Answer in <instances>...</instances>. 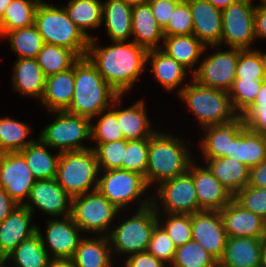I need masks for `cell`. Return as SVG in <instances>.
Returning <instances> with one entry per match:
<instances>
[{"label":"cell","mask_w":266,"mask_h":267,"mask_svg":"<svg viewBox=\"0 0 266 267\" xmlns=\"http://www.w3.org/2000/svg\"><path fill=\"white\" fill-rule=\"evenodd\" d=\"M97 42L94 37L90 39L86 56L104 80L123 96L145 70L148 50L133 41L113 42L108 47H98Z\"/></svg>","instance_id":"6da1fadb"},{"label":"cell","mask_w":266,"mask_h":267,"mask_svg":"<svg viewBox=\"0 0 266 267\" xmlns=\"http://www.w3.org/2000/svg\"><path fill=\"white\" fill-rule=\"evenodd\" d=\"M75 86L66 112L94 119L111 107L119 94L104 80L87 56L75 62ZM110 105V106H109Z\"/></svg>","instance_id":"7a4b0ae2"},{"label":"cell","mask_w":266,"mask_h":267,"mask_svg":"<svg viewBox=\"0 0 266 267\" xmlns=\"http://www.w3.org/2000/svg\"><path fill=\"white\" fill-rule=\"evenodd\" d=\"M186 145L171 134L155 132L149 138L145 181L149 186L184 174L192 160Z\"/></svg>","instance_id":"3957f363"},{"label":"cell","mask_w":266,"mask_h":267,"mask_svg":"<svg viewBox=\"0 0 266 267\" xmlns=\"http://www.w3.org/2000/svg\"><path fill=\"white\" fill-rule=\"evenodd\" d=\"M135 215L111 230L108 238L115 253L132 255L147 251L155 226L159 223L158 201L141 200ZM158 205V206H157Z\"/></svg>","instance_id":"277c9868"},{"label":"cell","mask_w":266,"mask_h":267,"mask_svg":"<svg viewBox=\"0 0 266 267\" xmlns=\"http://www.w3.org/2000/svg\"><path fill=\"white\" fill-rule=\"evenodd\" d=\"M34 25L45 43L66 47L79 57L87 55L90 38L68 18L62 6L39 3Z\"/></svg>","instance_id":"5b68a950"},{"label":"cell","mask_w":266,"mask_h":267,"mask_svg":"<svg viewBox=\"0 0 266 267\" xmlns=\"http://www.w3.org/2000/svg\"><path fill=\"white\" fill-rule=\"evenodd\" d=\"M185 85L178 90V94L196 115L203 128L225 124L239 116L232 106L227 91L209 88L193 79L191 84L186 82Z\"/></svg>","instance_id":"8992f818"},{"label":"cell","mask_w":266,"mask_h":267,"mask_svg":"<svg viewBox=\"0 0 266 267\" xmlns=\"http://www.w3.org/2000/svg\"><path fill=\"white\" fill-rule=\"evenodd\" d=\"M98 172L101 171H99L96 155L91 147L61 152L55 179L66 193L74 197L87 193L89 189L91 191L97 189Z\"/></svg>","instance_id":"52a82bcc"},{"label":"cell","mask_w":266,"mask_h":267,"mask_svg":"<svg viewBox=\"0 0 266 267\" xmlns=\"http://www.w3.org/2000/svg\"><path fill=\"white\" fill-rule=\"evenodd\" d=\"M57 114L56 119L46 126L40 134V140L51 149L59 152L84 150L81 141L91 138V119L74 115L66 111H52Z\"/></svg>","instance_id":"ba28073f"},{"label":"cell","mask_w":266,"mask_h":267,"mask_svg":"<svg viewBox=\"0 0 266 267\" xmlns=\"http://www.w3.org/2000/svg\"><path fill=\"white\" fill-rule=\"evenodd\" d=\"M120 211L97 189L72 197L71 217L83 232L109 235V225ZM112 220V221H111Z\"/></svg>","instance_id":"9c48e42d"},{"label":"cell","mask_w":266,"mask_h":267,"mask_svg":"<svg viewBox=\"0 0 266 267\" xmlns=\"http://www.w3.org/2000/svg\"><path fill=\"white\" fill-rule=\"evenodd\" d=\"M102 172L104 174L98 178L97 190L119 210L137 201L148 189L145 177L140 173L122 169Z\"/></svg>","instance_id":"30bf717a"},{"label":"cell","mask_w":266,"mask_h":267,"mask_svg":"<svg viewBox=\"0 0 266 267\" xmlns=\"http://www.w3.org/2000/svg\"><path fill=\"white\" fill-rule=\"evenodd\" d=\"M256 6L236 2L222 10L223 42L230 48L250 49L255 41Z\"/></svg>","instance_id":"8fae6325"},{"label":"cell","mask_w":266,"mask_h":267,"mask_svg":"<svg viewBox=\"0 0 266 267\" xmlns=\"http://www.w3.org/2000/svg\"><path fill=\"white\" fill-rule=\"evenodd\" d=\"M239 48L218 51L209 55L193 71L192 79L209 88L229 91L236 78Z\"/></svg>","instance_id":"7c38bea8"},{"label":"cell","mask_w":266,"mask_h":267,"mask_svg":"<svg viewBox=\"0 0 266 267\" xmlns=\"http://www.w3.org/2000/svg\"><path fill=\"white\" fill-rule=\"evenodd\" d=\"M158 186V190L156 189L157 196H154L152 201L159 199L166 214H193L201 211L193 177L189 171L165 180Z\"/></svg>","instance_id":"4fadbf2b"},{"label":"cell","mask_w":266,"mask_h":267,"mask_svg":"<svg viewBox=\"0 0 266 267\" xmlns=\"http://www.w3.org/2000/svg\"><path fill=\"white\" fill-rule=\"evenodd\" d=\"M36 179L20 152L1 153L0 187L18 204L24 205Z\"/></svg>","instance_id":"5bb4252c"},{"label":"cell","mask_w":266,"mask_h":267,"mask_svg":"<svg viewBox=\"0 0 266 267\" xmlns=\"http://www.w3.org/2000/svg\"><path fill=\"white\" fill-rule=\"evenodd\" d=\"M192 240L198 242L218 262L224 255L227 234L220 211L201 210L191 214Z\"/></svg>","instance_id":"9a60e30c"},{"label":"cell","mask_w":266,"mask_h":267,"mask_svg":"<svg viewBox=\"0 0 266 267\" xmlns=\"http://www.w3.org/2000/svg\"><path fill=\"white\" fill-rule=\"evenodd\" d=\"M24 206L33 214L34 207L50 216L71 215L72 197L56 179L36 180ZM70 206V207H69Z\"/></svg>","instance_id":"2e32d148"},{"label":"cell","mask_w":266,"mask_h":267,"mask_svg":"<svg viewBox=\"0 0 266 267\" xmlns=\"http://www.w3.org/2000/svg\"><path fill=\"white\" fill-rule=\"evenodd\" d=\"M80 231L81 229L74 223L71 215L63 216L62 220L49 219L45 238L37 226L42 244L48 254L53 255L52 258H72L81 240ZM46 244L50 250H47Z\"/></svg>","instance_id":"e0dca14e"},{"label":"cell","mask_w":266,"mask_h":267,"mask_svg":"<svg viewBox=\"0 0 266 267\" xmlns=\"http://www.w3.org/2000/svg\"><path fill=\"white\" fill-rule=\"evenodd\" d=\"M193 161L188 171L192 174L196 195L201 210H222L234 195L222 185L208 169L200 167Z\"/></svg>","instance_id":"ac0fdd59"},{"label":"cell","mask_w":266,"mask_h":267,"mask_svg":"<svg viewBox=\"0 0 266 267\" xmlns=\"http://www.w3.org/2000/svg\"><path fill=\"white\" fill-rule=\"evenodd\" d=\"M193 20V35L205 46H218L222 35V10L207 0H186Z\"/></svg>","instance_id":"d6986e66"},{"label":"cell","mask_w":266,"mask_h":267,"mask_svg":"<svg viewBox=\"0 0 266 267\" xmlns=\"http://www.w3.org/2000/svg\"><path fill=\"white\" fill-rule=\"evenodd\" d=\"M32 213L24 206L16 209L0 223V257H7L22 241L37 232L30 225Z\"/></svg>","instance_id":"ffe728a7"},{"label":"cell","mask_w":266,"mask_h":267,"mask_svg":"<svg viewBox=\"0 0 266 267\" xmlns=\"http://www.w3.org/2000/svg\"><path fill=\"white\" fill-rule=\"evenodd\" d=\"M265 238L228 237L219 267H262Z\"/></svg>","instance_id":"44dd1931"},{"label":"cell","mask_w":266,"mask_h":267,"mask_svg":"<svg viewBox=\"0 0 266 267\" xmlns=\"http://www.w3.org/2000/svg\"><path fill=\"white\" fill-rule=\"evenodd\" d=\"M220 213L227 237H265L264 219L232 200Z\"/></svg>","instance_id":"7402d4cb"},{"label":"cell","mask_w":266,"mask_h":267,"mask_svg":"<svg viewBox=\"0 0 266 267\" xmlns=\"http://www.w3.org/2000/svg\"><path fill=\"white\" fill-rule=\"evenodd\" d=\"M244 127L245 123L241 116L225 124L204 127L206 135L200 143L204 159L226 157L230 154L231 139Z\"/></svg>","instance_id":"603a6c76"},{"label":"cell","mask_w":266,"mask_h":267,"mask_svg":"<svg viewBox=\"0 0 266 267\" xmlns=\"http://www.w3.org/2000/svg\"><path fill=\"white\" fill-rule=\"evenodd\" d=\"M75 63L72 68L46 77L41 103L52 111H66L71 104L75 86Z\"/></svg>","instance_id":"cb8c5ba5"},{"label":"cell","mask_w":266,"mask_h":267,"mask_svg":"<svg viewBox=\"0 0 266 267\" xmlns=\"http://www.w3.org/2000/svg\"><path fill=\"white\" fill-rule=\"evenodd\" d=\"M132 40L147 50L161 49L158 47L164 39L163 30L156 21L149 2L132 7Z\"/></svg>","instance_id":"d4e9b609"},{"label":"cell","mask_w":266,"mask_h":267,"mask_svg":"<svg viewBox=\"0 0 266 267\" xmlns=\"http://www.w3.org/2000/svg\"><path fill=\"white\" fill-rule=\"evenodd\" d=\"M226 157L234 158L248 168L256 166L266 160V137L245 126L231 139L230 154Z\"/></svg>","instance_id":"484cf974"},{"label":"cell","mask_w":266,"mask_h":267,"mask_svg":"<svg viewBox=\"0 0 266 267\" xmlns=\"http://www.w3.org/2000/svg\"><path fill=\"white\" fill-rule=\"evenodd\" d=\"M13 89L23 96H33L41 100L46 76L36 58H18L14 64Z\"/></svg>","instance_id":"4316f807"},{"label":"cell","mask_w":266,"mask_h":267,"mask_svg":"<svg viewBox=\"0 0 266 267\" xmlns=\"http://www.w3.org/2000/svg\"><path fill=\"white\" fill-rule=\"evenodd\" d=\"M111 244L108 236L82 238L72 257L76 267H112ZM112 255V256H111Z\"/></svg>","instance_id":"83f0119b"},{"label":"cell","mask_w":266,"mask_h":267,"mask_svg":"<svg viewBox=\"0 0 266 267\" xmlns=\"http://www.w3.org/2000/svg\"><path fill=\"white\" fill-rule=\"evenodd\" d=\"M107 34L113 42H126L132 35V6L122 0H107L102 3Z\"/></svg>","instance_id":"f1b7e54d"},{"label":"cell","mask_w":266,"mask_h":267,"mask_svg":"<svg viewBox=\"0 0 266 267\" xmlns=\"http://www.w3.org/2000/svg\"><path fill=\"white\" fill-rule=\"evenodd\" d=\"M205 161L214 177L233 195L248 185L250 168L234 158H210Z\"/></svg>","instance_id":"f546056e"},{"label":"cell","mask_w":266,"mask_h":267,"mask_svg":"<svg viewBox=\"0 0 266 267\" xmlns=\"http://www.w3.org/2000/svg\"><path fill=\"white\" fill-rule=\"evenodd\" d=\"M163 40L164 48L161 50L190 70L207 49L193 34L164 36Z\"/></svg>","instance_id":"4dcf8cb0"},{"label":"cell","mask_w":266,"mask_h":267,"mask_svg":"<svg viewBox=\"0 0 266 267\" xmlns=\"http://www.w3.org/2000/svg\"><path fill=\"white\" fill-rule=\"evenodd\" d=\"M143 100L128 106L126 109L117 108V120L124 140H139L150 138L155 130H151Z\"/></svg>","instance_id":"1f68e13d"},{"label":"cell","mask_w":266,"mask_h":267,"mask_svg":"<svg viewBox=\"0 0 266 267\" xmlns=\"http://www.w3.org/2000/svg\"><path fill=\"white\" fill-rule=\"evenodd\" d=\"M48 147L50 146L39 139L20 151L36 180L56 178L60 152L51 155L47 150Z\"/></svg>","instance_id":"d6a6232c"},{"label":"cell","mask_w":266,"mask_h":267,"mask_svg":"<svg viewBox=\"0 0 266 267\" xmlns=\"http://www.w3.org/2000/svg\"><path fill=\"white\" fill-rule=\"evenodd\" d=\"M149 60L156 80L164 89L172 91L183 83L188 70L161 49L148 50L147 62Z\"/></svg>","instance_id":"836d02e7"},{"label":"cell","mask_w":266,"mask_h":267,"mask_svg":"<svg viewBox=\"0 0 266 267\" xmlns=\"http://www.w3.org/2000/svg\"><path fill=\"white\" fill-rule=\"evenodd\" d=\"M102 3L100 0H70L68 6L62 7L68 18L91 39L87 29L98 28L102 24Z\"/></svg>","instance_id":"e575fe53"},{"label":"cell","mask_w":266,"mask_h":267,"mask_svg":"<svg viewBox=\"0 0 266 267\" xmlns=\"http://www.w3.org/2000/svg\"><path fill=\"white\" fill-rule=\"evenodd\" d=\"M42 0H13L0 19V37L9 31L32 26Z\"/></svg>","instance_id":"d590c367"},{"label":"cell","mask_w":266,"mask_h":267,"mask_svg":"<svg viewBox=\"0 0 266 267\" xmlns=\"http://www.w3.org/2000/svg\"><path fill=\"white\" fill-rule=\"evenodd\" d=\"M79 58L74 51L66 47L45 43L36 60L47 77L72 68Z\"/></svg>","instance_id":"8d00e7d4"},{"label":"cell","mask_w":266,"mask_h":267,"mask_svg":"<svg viewBox=\"0 0 266 267\" xmlns=\"http://www.w3.org/2000/svg\"><path fill=\"white\" fill-rule=\"evenodd\" d=\"M49 254L38 232L22 241L6 258L14 261L15 267H47Z\"/></svg>","instance_id":"74e56055"},{"label":"cell","mask_w":266,"mask_h":267,"mask_svg":"<svg viewBox=\"0 0 266 267\" xmlns=\"http://www.w3.org/2000/svg\"><path fill=\"white\" fill-rule=\"evenodd\" d=\"M10 48L18 54V58H36L45 44L37 27L32 26L6 32Z\"/></svg>","instance_id":"f35d334b"},{"label":"cell","mask_w":266,"mask_h":267,"mask_svg":"<svg viewBox=\"0 0 266 267\" xmlns=\"http://www.w3.org/2000/svg\"><path fill=\"white\" fill-rule=\"evenodd\" d=\"M31 128L10 117L0 119V153L20 152L34 139L26 141Z\"/></svg>","instance_id":"ab89813d"},{"label":"cell","mask_w":266,"mask_h":267,"mask_svg":"<svg viewBox=\"0 0 266 267\" xmlns=\"http://www.w3.org/2000/svg\"><path fill=\"white\" fill-rule=\"evenodd\" d=\"M170 265L172 267H219V262L198 242L190 240L176 248Z\"/></svg>","instance_id":"60d3db41"},{"label":"cell","mask_w":266,"mask_h":267,"mask_svg":"<svg viewBox=\"0 0 266 267\" xmlns=\"http://www.w3.org/2000/svg\"><path fill=\"white\" fill-rule=\"evenodd\" d=\"M119 95L112 103L106 113L100 112V119L96 125L91 124V138L94 139L95 143H108L112 141H118L124 139V135L121 131L120 125L117 120V103L121 104ZM116 105V107H115Z\"/></svg>","instance_id":"b9f144b4"},{"label":"cell","mask_w":266,"mask_h":267,"mask_svg":"<svg viewBox=\"0 0 266 267\" xmlns=\"http://www.w3.org/2000/svg\"><path fill=\"white\" fill-rule=\"evenodd\" d=\"M265 80L235 79L228 91L235 112L241 116L255 101Z\"/></svg>","instance_id":"7bdbcfd3"},{"label":"cell","mask_w":266,"mask_h":267,"mask_svg":"<svg viewBox=\"0 0 266 267\" xmlns=\"http://www.w3.org/2000/svg\"><path fill=\"white\" fill-rule=\"evenodd\" d=\"M92 148L95 152L99 171L110 169H122L125 159L126 140L112 141L108 143H96ZM102 168V169H101Z\"/></svg>","instance_id":"ee69618b"},{"label":"cell","mask_w":266,"mask_h":267,"mask_svg":"<svg viewBox=\"0 0 266 267\" xmlns=\"http://www.w3.org/2000/svg\"><path fill=\"white\" fill-rule=\"evenodd\" d=\"M149 138L126 140L123 170L134 171L146 177L148 165Z\"/></svg>","instance_id":"f6af8a7d"},{"label":"cell","mask_w":266,"mask_h":267,"mask_svg":"<svg viewBox=\"0 0 266 267\" xmlns=\"http://www.w3.org/2000/svg\"><path fill=\"white\" fill-rule=\"evenodd\" d=\"M235 79L266 80L262 61L256 50L239 49Z\"/></svg>","instance_id":"bcb514c9"},{"label":"cell","mask_w":266,"mask_h":267,"mask_svg":"<svg viewBox=\"0 0 266 267\" xmlns=\"http://www.w3.org/2000/svg\"><path fill=\"white\" fill-rule=\"evenodd\" d=\"M233 200L245 210L266 219V188L247 185L234 195Z\"/></svg>","instance_id":"7dc6e473"},{"label":"cell","mask_w":266,"mask_h":267,"mask_svg":"<svg viewBox=\"0 0 266 267\" xmlns=\"http://www.w3.org/2000/svg\"><path fill=\"white\" fill-rule=\"evenodd\" d=\"M164 224L162 227L176 248L192 240L191 214L168 213Z\"/></svg>","instance_id":"c3c4849f"},{"label":"cell","mask_w":266,"mask_h":267,"mask_svg":"<svg viewBox=\"0 0 266 267\" xmlns=\"http://www.w3.org/2000/svg\"><path fill=\"white\" fill-rule=\"evenodd\" d=\"M193 34V20L186 0H182L175 8L167 26L163 29L164 36Z\"/></svg>","instance_id":"681fc988"},{"label":"cell","mask_w":266,"mask_h":267,"mask_svg":"<svg viewBox=\"0 0 266 267\" xmlns=\"http://www.w3.org/2000/svg\"><path fill=\"white\" fill-rule=\"evenodd\" d=\"M158 222L153 230L147 251L165 264H171L174 259L176 247L165 229L161 226L163 223Z\"/></svg>","instance_id":"f907efd6"},{"label":"cell","mask_w":266,"mask_h":267,"mask_svg":"<svg viewBox=\"0 0 266 267\" xmlns=\"http://www.w3.org/2000/svg\"><path fill=\"white\" fill-rule=\"evenodd\" d=\"M241 117L248 129L266 137V106L251 105Z\"/></svg>","instance_id":"816d5d0a"},{"label":"cell","mask_w":266,"mask_h":267,"mask_svg":"<svg viewBox=\"0 0 266 267\" xmlns=\"http://www.w3.org/2000/svg\"><path fill=\"white\" fill-rule=\"evenodd\" d=\"M182 0H149L154 17L158 22L160 28L163 30L173 14L176 6Z\"/></svg>","instance_id":"f5cc1de1"},{"label":"cell","mask_w":266,"mask_h":267,"mask_svg":"<svg viewBox=\"0 0 266 267\" xmlns=\"http://www.w3.org/2000/svg\"><path fill=\"white\" fill-rule=\"evenodd\" d=\"M125 261L124 267H165V263L155 256L150 254L148 251L132 254Z\"/></svg>","instance_id":"db71d44e"},{"label":"cell","mask_w":266,"mask_h":267,"mask_svg":"<svg viewBox=\"0 0 266 267\" xmlns=\"http://www.w3.org/2000/svg\"><path fill=\"white\" fill-rule=\"evenodd\" d=\"M248 186L266 188V160L250 168Z\"/></svg>","instance_id":"11a10c76"},{"label":"cell","mask_w":266,"mask_h":267,"mask_svg":"<svg viewBox=\"0 0 266 267\" xmlns=\"http://www.w3.org/2000/svg\"><path fill=\"white\" fill-rule=\"evenodd\" d=\"M266 38V5H256L255 9V38Z\"/></svg>","instance_id":"9f6ffc18"},{"label":"cell","mask_w":266,"mask_h":267,"mask_svg":"<svg viewBox=\"0 0 266 267\" xmlns=\"http://www.w3.org/2000/svg\"><path fill=\"white\" fill-rule=\"evenodd\" d=\"M18 204L0 187V223L8 217Z\"/></svg>","instance_id":"6f0895ef"},{"label":"cell","mask_w":266,"mask_h":267,"mask_svg":"<svg viewBox=\"0 0 266 267\" xmlns=\"http://www.w3.org/2000/svg\"><path fill=\"white\" fill-rule=\"evenodd\" d=\"M47 267H76L72 258H50Z\"/></svg>","instance_id":"680465c9"},{"label":"cell","mask_w":266,"mask_h":267,"mask_svg":"<svg viewBox=\"0 0 266 267\" xmlns=\"http://www.w3.org/2000/svg\"><path fill=\"white\" fill-rule=\"evenodd\" d=\"M252 105L266 106V80L262 83L261 88L258 91L257 97Z\"/></svg>","instance_id":"91938a15"},{"label":"cell","mask_w":266,"mask_h":267,"mask_svg":"<svg viewBox=\"0 0 266 267\" xmlns=\"http://www.w3.org/2000/svg\"><path fill=\"white\" fill-rule=\"evenodd\" d=\"M207 1L220 10H223L228 6H230L231 4L237 2V0H207Z\"/></svg>","instance_id":"94428289"},{"label":"cell","mask_w":266,"mask_h":267,"mask_svg":"<svg viewBox=\"0 0 266 267\" xmlns=\"http://www.w3.org/2000/svg\"><path fill=\"white\" fill-rule=\"evenodd\" d=\"M13 0H0V19L3 17L5 10L12 3Z\"/></svg>","instance_id":"6125c7cd"},{"label":"cell","mask_w":266,"mask_h":267,"mask_svg":"<svg viewBox=\"0 0 266 267\" xmlns=\"http://www.w3.org/2000/svg\"><path fill=\"white\" fill-rule=\"evenodd\" d=\"M123 2H125L127 5H130V6H136V5H140V4H143V3H146L148 2L149 0H122Z\"/></svg>","instance_id":"be15d7a7"},{"label":"cell","mask_w":266,"mask_h":267,"mask_svg":"<svg viewBox=\"0 0 266 267\" xmlns=\"http://www.w3.org/2000/svg\"><path fill=\"white\" fill-rule=\"evenodd\" d=\"M256 51L259 53V56L261 58L262 61V66H263V72L266 78V53H262L261 51L257 50Z\"/></svg>","instance_id":"e7e4bbea"},{"label":"cell","mask_w":266,"mask_h":267,"mask_svg":"<svg viewBox=\"0 0 266 267\" xmlns=\"http://www.w3.org/2000/svg\"><path fill=\"white\" fill-rule=\"evenodd\" d=\"M262 267H266V238L263 245Z\"/></svg>","instance_id":"03108f58"},{"label":"cell","mask_w":266,"mask_h":267,"mask_svg":"<svg viewBox=\"0 0 266 267\" xmlns=\"http://www.w3.org/2000/svg\"><path fill=\"white\" fill-rule=\"evenodd\" d=\"M7 261H9L7 258L0 257V267H10V266L5 265V263H7ZM11 267H15V266H11Z\"/></svg>","instance_id":"003e7915"},{"label":"cell","mask_w":266,"mask_h":267,"mask_svg":"<svg viewBox=\"0 0 266 267\" xmlns=\"http://www.w3.org/2000/svg\"><path fill=\"white\" fill-rule=\"evenodd\" d=\"M253 0H237V2H241V3H247L249 5H252V2ZM262 1V0H261Z\"/></svg>","instance_id":"a7ac6f4b"},{"label":"cell","mask_w":266,"mask_h":267,"mask_svg":"<svg viewBox=\"0 0 266 267\" xmlns=\"http://www.w3.org/2000/svg\"><path fill=\"white\" fill-rule=\"evenodd\" d=\"M264 224H265V237H266V219L264 220Z\"/></svg>","instance_id":"89a4df30"},{"label":"cell","mask_w":266,"mask_h":267,"mask_svg":"<svg viewBox=\"0 0 266 267\" xmlns=\"http://www.w3.org/2000/svg\"><path fill=\"white\" fill-rule=\"evenodd\" d=\"M262 4L266 5V0H262Z\"/></svg>","instance_id":"2644e50d"}]
</instances>
